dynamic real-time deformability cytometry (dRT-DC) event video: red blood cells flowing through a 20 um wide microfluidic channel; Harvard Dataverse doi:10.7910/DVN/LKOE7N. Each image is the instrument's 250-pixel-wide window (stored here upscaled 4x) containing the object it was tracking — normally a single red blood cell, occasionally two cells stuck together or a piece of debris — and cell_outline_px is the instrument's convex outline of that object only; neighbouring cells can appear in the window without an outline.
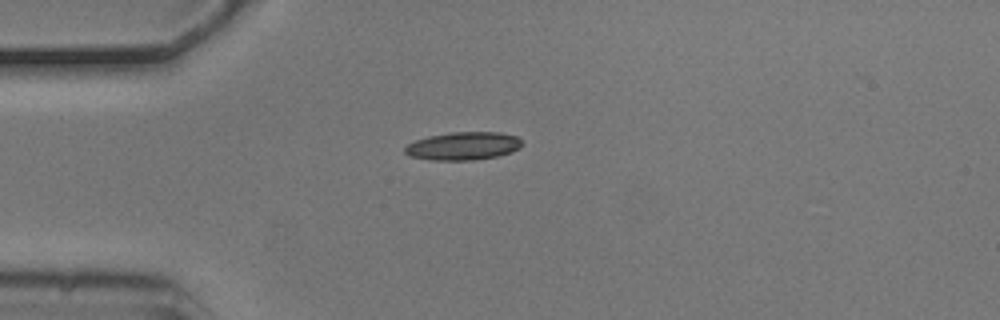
{"species": "common noctule bat (a hibernating species)", "species_latin": "Nyctalus noctula", "temperature_condition": "cold", "stored_images_in_passage": 4, "camera_frame_rate_fps": 3000, "um_per_image_px": 0.085, "animal": {"sex": "male", "body_mass_g": 20.5, "forearm_length_mm": 52.5}, "frame": {"image": 1, "passage_image": 1, "time_ms": 0.0, "image_size_px": [1000, 320], "cell_outline_px": [[524, 144], [520, 148], [512, 152], [496, 156], [476, 160], [428, 160], [408, 156], [404, 152], [404, 148], [408, 144], [416, 140], [428, 136], [452, 132], [500, 132], [516, 136], [524, 140]], "centroid_in_image_um": [39.4, 12.41], "position_along_channel_um": 45.6, "area_um2": 19.42}}
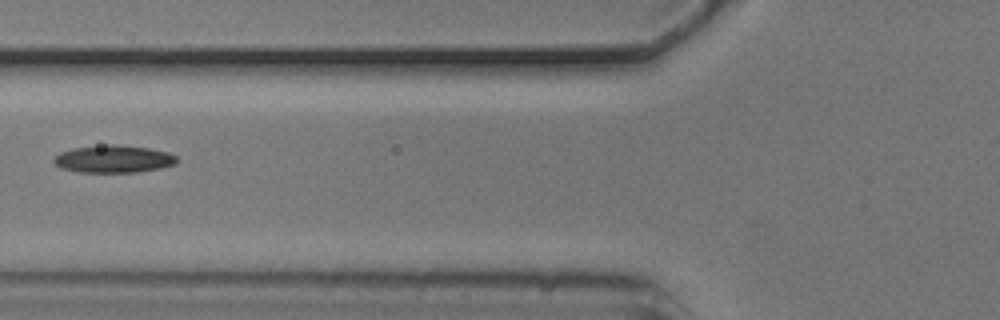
{"frame": {"image": 2, "passage_image": 3, "time_ms": 0.667, "image_size_px": [1000, 320], "cell_outline_px": [[176, 164], [160, 168], [136, 172], [80, 172], [60, 168], [52, 160], [60, 152], [72, 148], [108, 144], [116, 144], [148, 148], [168, 152], [176, 156]], "centroid_in_image_um": [9.64, 13.51], "position_along_channel_um": 116.2, "area_um2": 19.65}}
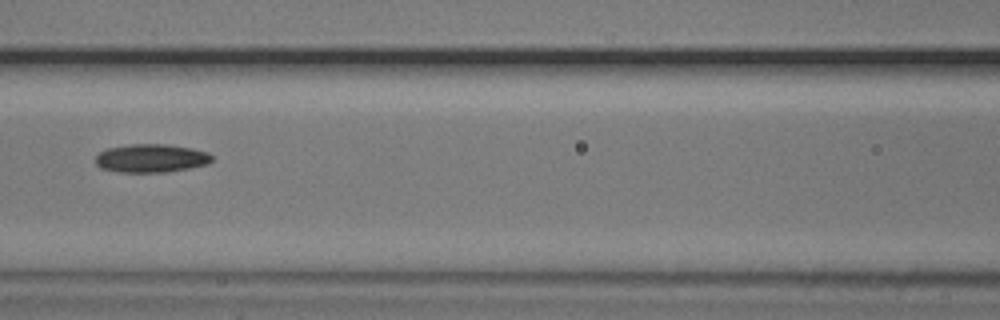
{"frame": {"image": 3, "passage_image": 4, "time_ms": 1.0, "image_size_px": [1000, 320], "cell_outline_px": [[212, 160], [208, 164], [168, 172], [120, 172], [100, 168], [96, 164], [96, 156], [100, 152], [108, 148], [132, 144], [168, 144], [192, 148], [208, 152], [212, 156]], "centroid_in_image_um": [12.86, 13.45], "position_along_channel_um": 153.7, "area_um2": 19.25}}